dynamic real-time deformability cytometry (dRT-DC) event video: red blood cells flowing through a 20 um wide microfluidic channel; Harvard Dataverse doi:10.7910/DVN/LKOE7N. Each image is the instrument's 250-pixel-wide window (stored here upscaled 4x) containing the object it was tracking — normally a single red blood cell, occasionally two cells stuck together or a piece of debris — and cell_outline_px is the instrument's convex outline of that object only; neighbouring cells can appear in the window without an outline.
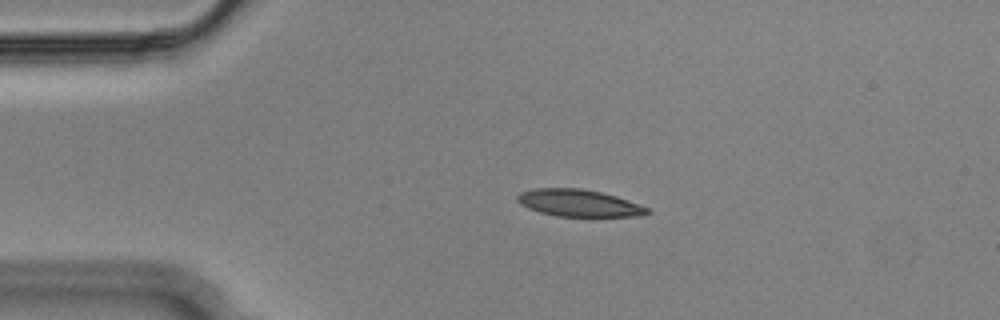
{"species": "Egyptian fruit bat (a non-hibernating species)", "species_latin": "Rousettus aegyptiacus", "temperature_condition": "cold", "stored_images_in_passage": 38, "camera_frame_rate_fps": 3000, "um_per_image_px": 0.085, "animal": {"sex": "male"}, "frame": {"image": 1, "passage_image": 2, "time_ms": 0.333, "image_size_px": [1000, 320], "cell_outline_px": [[652, 212], [644, 216], [588, 220], [556, 216], [540, 212], [528, 208], [520, 204], [516, 200], [516, 196], [520, 192], [536, 188], [580, 188], [600, 192], [616, 196], [628, 200], [648, 208]], "centroid_in_image_um": [49.28, 17.33], "position_along_channel_um": 35.7, "area_um2": 21.73}}
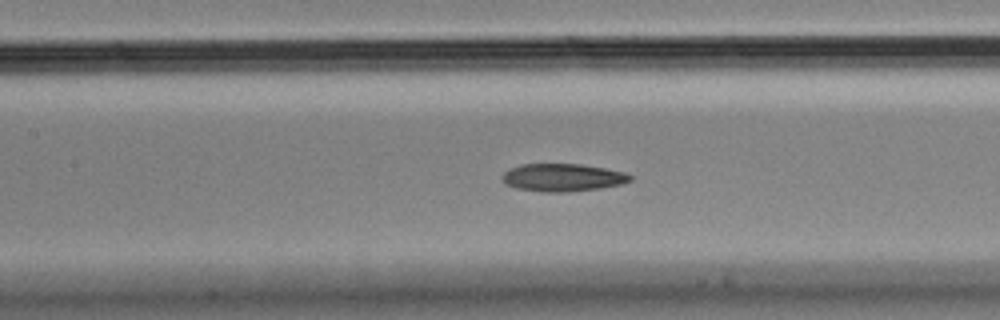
{"frame": {"image": 2, "passage_image": 15, "time_ms": 4.667, "image_size_px": [1000, 320], "cell_outline_px": [[632, 180], [620, 184], [600, 188], [568, 192], [540, 192], [516, 188], [504, 184], [500, 176], [504, 172], [520, 164], [580, 164], [604, 168], [624, 172], [632, 176]], "centroid_in_image_um": [47.78, 15.09], "position_along_channel_um": 159.6, "area_um2": 20.75}}
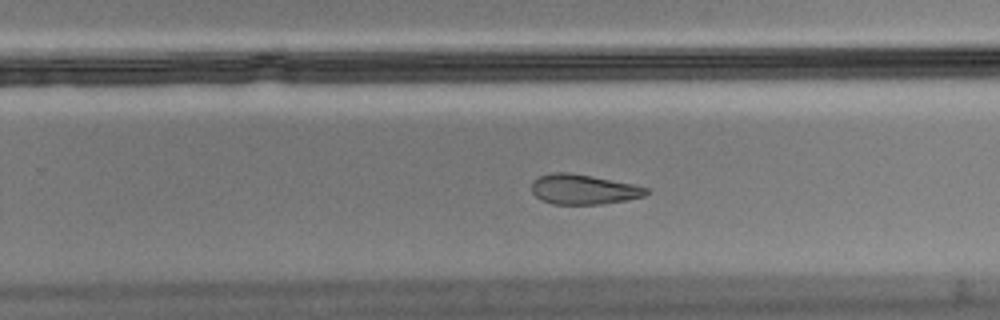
{"frame": {"image": 3, "passage_image": 25, "time_ms": 8.0, "image_size_px": [1000, 320], "cell_outline_px": [[652, 192], [644, 196], [624, 200], [600, 204], [552, 204], [540, 200], [532, 192], [532, 180], [540, 176], [552, 172], [568, 172], [592, 176], [652, 188]], "centroid_in_image_um": [49.61, 16.09], "position_along_channel_um": 280.2, "area_um2": 20.11}, "authors_computed_cell_mechanics": {"area_um2": 21.4149, "velocity_mm_per_s": 3.634, "shape_relaxation_time_tau1_ms": null, "shape_relaxation_time_tau2_ms": 6.4177, "deformation_change_tau1": null, "deformation_change_tau2": 0.1462}}